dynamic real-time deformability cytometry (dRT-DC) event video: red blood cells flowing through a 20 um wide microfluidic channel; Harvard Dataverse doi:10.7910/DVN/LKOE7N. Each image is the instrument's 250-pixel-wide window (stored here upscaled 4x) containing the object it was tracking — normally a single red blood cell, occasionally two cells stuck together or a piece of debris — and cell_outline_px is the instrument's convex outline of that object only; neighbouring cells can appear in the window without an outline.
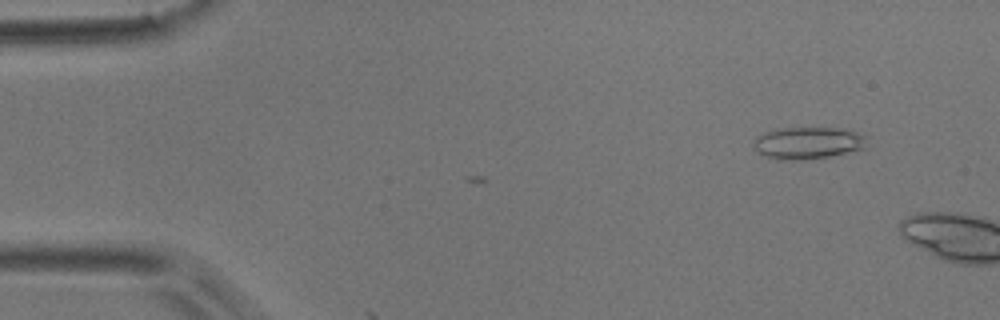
{"species": "common noctule bat (a hibernating species)", "species_latin": "Nyctalus noctula", "temperature_condition": "room temperature", "stored_images_in_passage": 3, "camera_frame_rate_fps": 3000, "um_per_image_px": 0.085, "animal": {"sex": "male", "body_mass_g": 17.9}, "frame": {"image": 1, "passage_image": 1, "time_ms": 0.0, "image_size_px": [1000, 320], "cell_outline_px": [[868, 136], [864, 148], [828, 156], [796, 160], [776, 160], [756, 152], [752, 144], [756, 136], [764, 132], [776, 128], [836, 128], [856, 132]], "centroid_in_image_um": [68.6, 12.14], "position_along_channel_um": 16.4, "area_um2": 21.15}}